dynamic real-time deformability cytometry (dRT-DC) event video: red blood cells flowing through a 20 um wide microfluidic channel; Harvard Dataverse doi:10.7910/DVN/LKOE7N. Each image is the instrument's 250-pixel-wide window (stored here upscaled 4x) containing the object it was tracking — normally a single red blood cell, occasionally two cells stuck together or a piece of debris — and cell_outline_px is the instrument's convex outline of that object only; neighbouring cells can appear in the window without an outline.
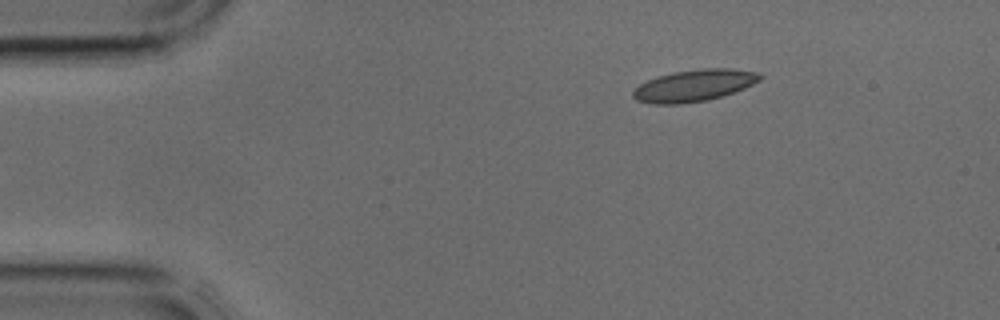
{"species": "common noctule bat (a hibernating species)", "species_latin": "Nyctalus noctula", "temperature_condition": "cold", "stored_images_in_passage": 2, "camera_frame_rate_fps": 3000, "um_per_image_px": 0.085, "animal": {"sex": "male", "body_mass_g": 17.9, "forearm_length_mm": 54.2}, "frame": {"image": 1, "passage_image": 1, "time_ms": 0.0, "image_size_px": [1000, 320], "cell_outline_px": [[764, 76], [760, 80], [744, 88], [708, 100], [680, 104], [652, 104], [636, 100], [632, 96], [632, 92], [640, 84], [656, 76], [672, 72], [700, 68], [732, 68], [760, 72]], "centroid_in_image_um": [59.0, 7.25], "position_along_channel_um": 26.0, "area_um2": 23.64}}